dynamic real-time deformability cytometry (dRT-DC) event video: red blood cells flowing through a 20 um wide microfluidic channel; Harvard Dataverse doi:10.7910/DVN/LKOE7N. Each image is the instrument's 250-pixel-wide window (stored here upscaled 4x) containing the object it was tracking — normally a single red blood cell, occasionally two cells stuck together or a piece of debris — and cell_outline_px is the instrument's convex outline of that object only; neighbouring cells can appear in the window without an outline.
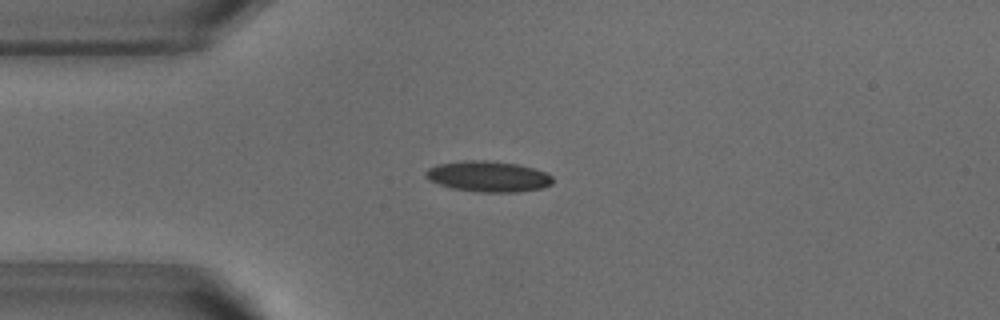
{"species": "common noctule bat (a hibernating species)", "species_latin": "Nyctalus noctula", "temperature_condition": "warm", "stored_images_in_passage": 51, "camera_frame_rate_fps": 3000, "um_per_image_px": 0.085, "animal": {"sex": "male", "body_mass_g": 18.8}, "frame": {"image": 1, "passage_image": 12, "time_ms": 3.667, "image_size_px": [1000, 320], "cell_outline_px": [[552, 184], [544, 188], [516, 192], [480, 192], [452, 188], [428, 180], [424, 176], [424, 172], [428, 168], [436, 164], [460, 160], [484, 160], [516, 164], [532, 168], [544, 172], [552, 176]], "centroid_in_image_um": [41.45, 14.99], "position_along_channel_um": 43.5, "area_um2": 22.83}}
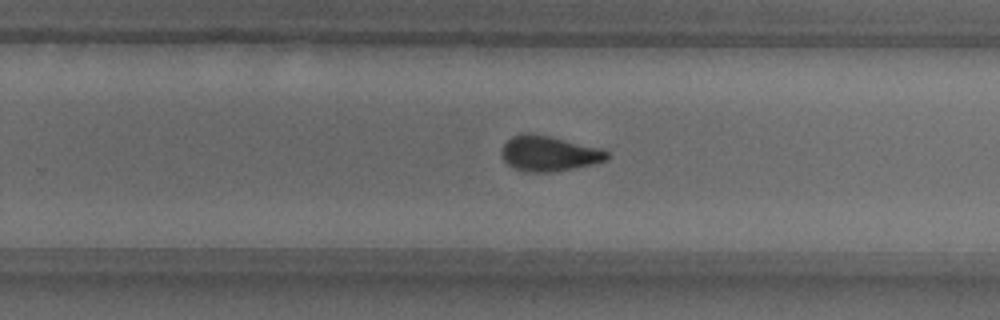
{"frame": {"image": 2, "passage_image": 32, "time_ms": 10.333, "image_size_px": [1000, 320], "cell_outline_px": [[608, 160], [592, 164], [552, 172], [528, 172], [516, 168], [508, 164], [504, 160], [500, 152], [500, 148], [512, 136], [524, 132], [532, 132], [600, 148], [608, 152]], "centroid_in_image_um": [46.62, 13.03], "position_along_channel_um": 283.2, "area_um2": 21.62}}
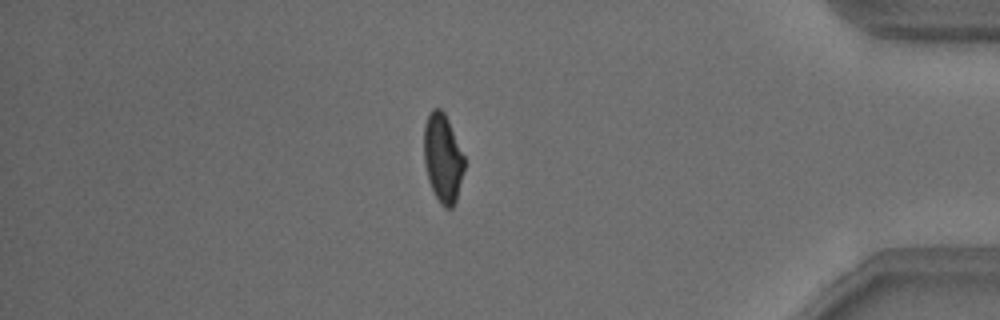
{"frame": {"image": 3, "passage_image": 44, "time_ms": 14.333, "image_size_px": [1000, 320], "cell_outline_px": [[464, 168], [456, 200], [452, 208], [444, 208], [440, 204], [428, 180], [424, 164], [424, 124], [428, 112], [432, 108], [440, 108], [444, 112], [448, 120], [464, 156]], "centroid_in_image_um": [37.61, 13.42], "position_along_channel_um": 397.6, "area_um2": 20.81}}